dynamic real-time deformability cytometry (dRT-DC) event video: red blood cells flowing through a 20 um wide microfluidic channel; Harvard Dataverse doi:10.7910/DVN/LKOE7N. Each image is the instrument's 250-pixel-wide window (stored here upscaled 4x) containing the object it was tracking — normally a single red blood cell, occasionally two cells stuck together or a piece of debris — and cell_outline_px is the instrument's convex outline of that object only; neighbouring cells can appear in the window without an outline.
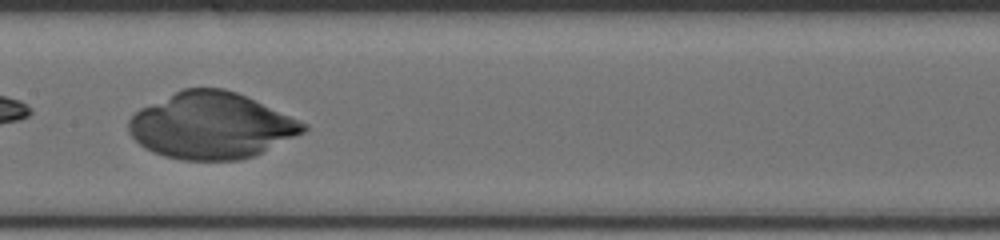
{"species": "human", "species_latin": "Homo sapiens", "temperature_condition": "cold", "stored_images_in_passage": 35, "camera_frame_rate_fps": 3000, "um_per_image_px": 0.085, "donor": {"sex": "male"}, "frame": {"image": 1, "passage_image": 20, "time_ms": 6.333, "image_size_px": [1000, 240], "cell_outline_px": [[308, 128], [304, 132], [252, 156], [240, 160], [184, 160], [164, 156], [152, 152], [144, 148], [128, 132], [128, 120], [140, 108], [184, 88], [224, 88], [236, 92], [308, 124]], "centroid_in_image_um": [17.93, 10.68], "position_along_channel_um": 189.5, "area_um2": 66.87}}